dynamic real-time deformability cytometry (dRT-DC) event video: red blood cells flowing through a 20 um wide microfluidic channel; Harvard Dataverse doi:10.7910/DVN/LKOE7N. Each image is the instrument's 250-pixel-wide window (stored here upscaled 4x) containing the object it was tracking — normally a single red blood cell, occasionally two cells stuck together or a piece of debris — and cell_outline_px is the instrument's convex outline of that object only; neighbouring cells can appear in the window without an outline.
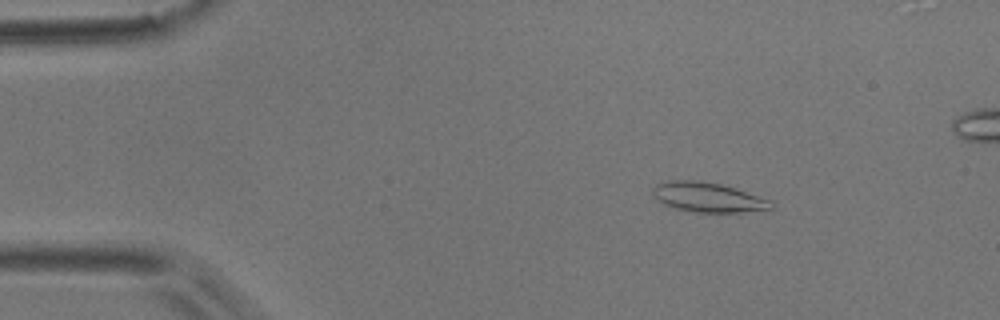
{"species": "common noctule bat (a hibernating species)", "species_latin": "Nyctalus noctula", "temperature_condition": "room temperature", "stored_images_in_passage": 53, "camera_frame_rate_fps": 3000, "um_per_image_px": 0.085, "animal": {"sex": "male", "body_mass_g": 17.9}, "frame": {"image": 1, "passage_image": 7, "time_ms": 2.0, "image_size_px": [1000, 320], "cell_outline_px": [[772, 208], [740, 212], [696, 212], [676, 208], [664, 204], [652, 196], [652, 188], [656, 184], [668, 180], [696, 180], [720, 184], [772, 200]], "centroid_in_image_um": [60.12, 16.76], "position_along_channel_um": 24.9, "area_um2": 20.23}}
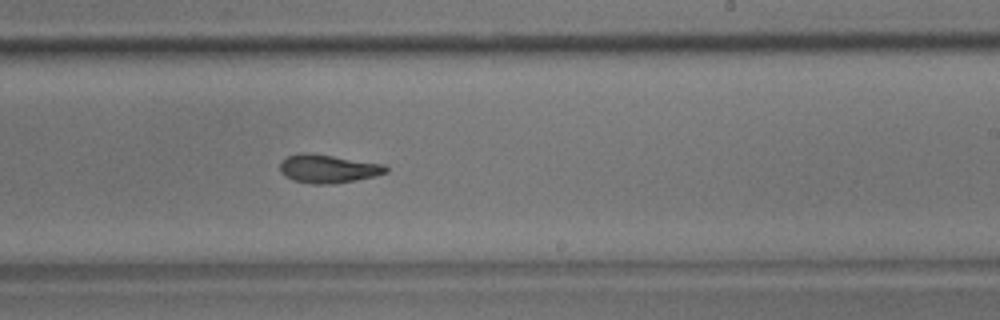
{"frame": {"image": 2, "passage_image": 31, "time_ms": 10.0, "image_size_px": [1000, 320], "cell_outline_px": [[388, 172], [376, 176], [356, 180], [332, 184], [312, 184], [292, 180], [284, 176], [280, 172], [280, 160], [288, 156], [300, 152], [304, 152], [332, 156], [384, 164], [388, 168]], "centroid_in_image_um": [27.85, 14.35], "position_along_channel_um": 261.1, "area_um2": 17.63}}
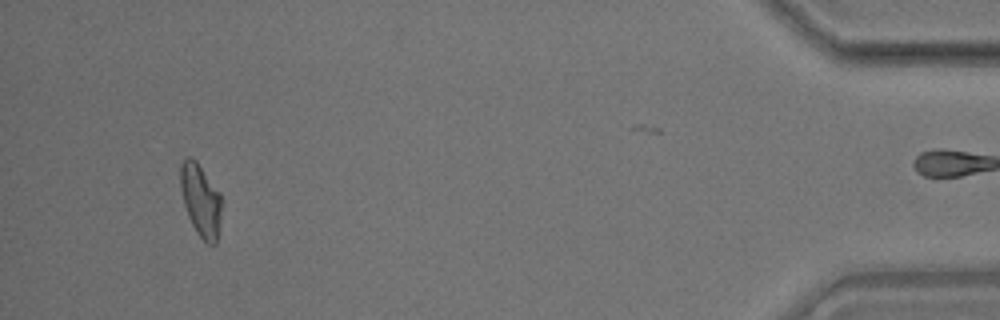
{"frame": {"image": 3, "passage_image": 49, "time_ms": 16.0, "image_size_px": [1000, 320], "cell_outline_px": [[220, 220], [216, 244], [208, 244], [196, 232], [188, 216], [184, 204], [180, 188], [180, 164], [184, 156], [192, 156], [196, 160], [220, 192]], "centroid_in_image_um": [17.03, 16.96], "position_along_channel_um": 418.2, "area_um2": 17.4}, "authors_computed_cell_mechanics": {"area_um2": 17.7446, "velocity_mm_per_s": 3.8002, "shape_relaxation_time_tau1_ms": 9.2781, "shape_relaxation_time_tau2_ms": 3.1574, "deformation_change_tau1": 0.223, "deformation_change_tau2": 0.1081}}